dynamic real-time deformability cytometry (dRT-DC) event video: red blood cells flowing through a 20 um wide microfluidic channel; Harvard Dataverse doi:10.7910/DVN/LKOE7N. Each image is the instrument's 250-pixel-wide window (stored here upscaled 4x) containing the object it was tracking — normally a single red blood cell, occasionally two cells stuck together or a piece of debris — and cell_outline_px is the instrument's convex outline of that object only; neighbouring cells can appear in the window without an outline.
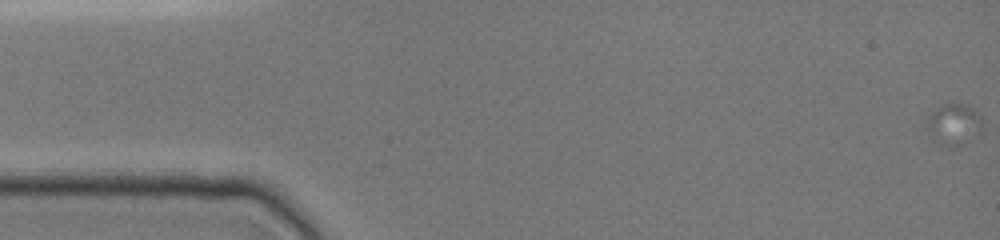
{"species": "common noctule bat (a hibernating species)", "species_latin": "Nyctalus noctula", "temperature_condition": "cold", "stored_images_in_passage": 17, "camera_frame_rate_fps": 3000, "um_per_image_px": 0.085, "animal": {"sex": "female", "body_mass_g": 19.0, "forearm_length_mm": 51.5}, "frame": {"image": 1, "passage_image": 1, "time_ms": 0.0, "image_size_px": [1000, 240], "cell_outline_px": [[980, 132], [960, 144], [940, 144], [928, 140], [928, 116], [940, 104], [964, 104], [980, 112]], "centroid_in_image_um": [81.02, 10.53], "position_along_channel_um": 4.0, "area_um2": 13.01}}